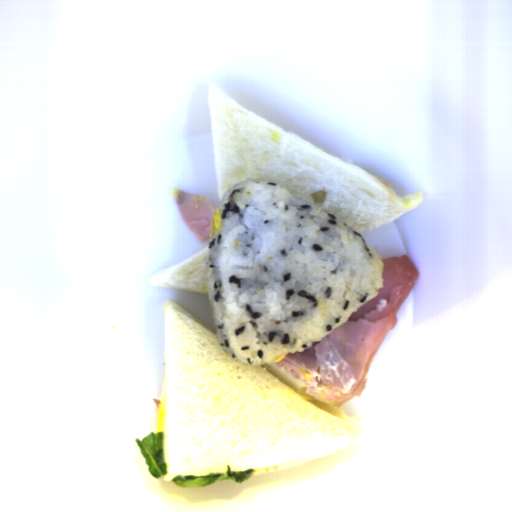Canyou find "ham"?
I'll return each instance as SVG.
<instances>
[{
	"label": "ham",
	"instance_id": "1",
	"mask_svg": "<svg viewBox=\"0 0 512 512\" xmlns=\"http://www.w3.org/2000/svg\"><path fill=\"white\" fill-rule=\"evenodd\" d=\"M382 262L383 288L375 297L306 350L272 362L303 383L307 394L330 407L339 408L361 396L369 369L387 334L394 331L398 311L420 276L408 254Z\"/></svg>",
	"mask_w": 512,
	"mask_h": 512
},
{
	"label": "ham",
	"instance_id": "2",
	"mask_svg": "<svg viewBox=\"0 0 512 512\" xmlns=\"http://www.w3.org/2000/svg\"><path fill=\"white\" fill-rule=\"evenodd\" d=\"M171 196L187 228L199 242L211 239L213 214L218 211L204 196L180 189Z\"/></svg>",
	"mask_w": 512,
	"mask_h": 512
},
{
	"label": "ham",
	"instance_id": "3",
	"mask_svg": "<svg viewBox=\"0 0 512 512\" xmlns=\"http://www.w3.org/2000/svg\"><path fill=\"white\" fill-rule=\"evenodd\" d=\"M153 399V403L154 405L156 406V408L158 409L159 405H162L161 401L156 399V398H152Z\"/></svg>",
	"mask_w": 512,
	"mask_h": 512
}]
</instances>
